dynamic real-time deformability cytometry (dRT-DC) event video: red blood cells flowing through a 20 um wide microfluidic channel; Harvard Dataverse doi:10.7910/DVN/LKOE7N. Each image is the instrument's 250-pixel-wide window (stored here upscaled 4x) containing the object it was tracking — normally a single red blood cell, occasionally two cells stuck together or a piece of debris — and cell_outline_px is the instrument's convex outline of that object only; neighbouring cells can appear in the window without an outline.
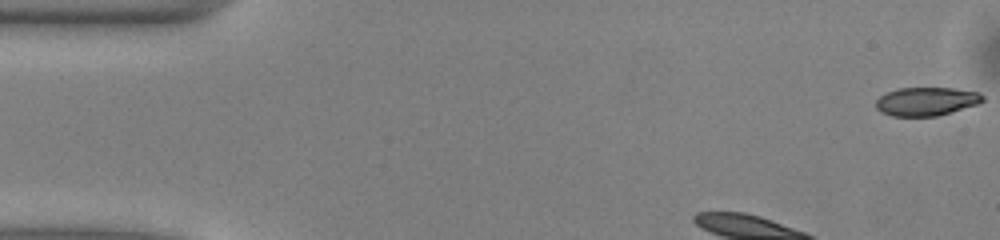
{"species": "common noctule bat (a hibernating species)", "species_latin": "Nyctalus noctula", "temperature_condition": "warm", "stored_images_in_passage": 46, "camera_frame_rate_fps": 3000, "um_per_image_px": 0.085, "animal": {"sex": "male", "body_mass_g": 13.0, "forearm_length_mm": 53.1}, "frame": {"image": 1, "passage_image": 1, "time_ms": 0.0, "image_size_px": [1000, 240], "cell_outline_px": [[984, 100], [976, 104], [936, 116], [892, 116], [880, 112], [876, 108], [876, 100], [880, 96], [896, 88], [952, 88], [980, 92], [984, 96]], "centroid_in_image_um": [78.71, 8.61], "position_along_channel_um": 6.3, "area_um2": 17.63}}
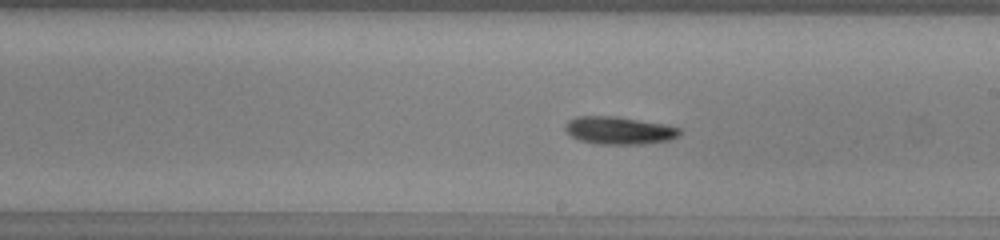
{"frame": {"image": 2, "passage_image": 23, "time_ms": 7.333, "image_size_px": [1000, 240], "cell_outline_px": [[680, 136], [668, 140], [644, 144], [596, 144], [580, 140], [572, 136], [564, 128], [564, 124], [568, 120], [576, 116], [616, 116], [664, 124], [680, 128]], "centroid_in_image_um": [52.61, 11.08], "position_along_channel_um": 236.4, "area_um2": 18.5}}
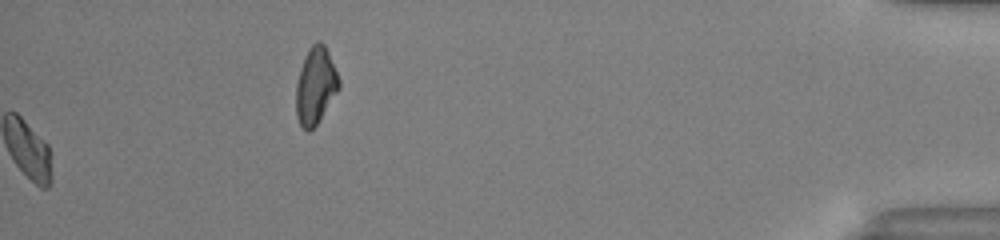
{"frame": {"image": 3, "passage_image": 46, "time_ms": 15.0, "image_size_px": [1000, 240], "cell_outline_px": [[340, 88], [316, 124], [308, 132], [300, 124], [296, 116], [296, 84], [300, 68], [304, 56], [308, 48], [316, 40], [320, 40], [324, 44], [328, 52], [340, 80]], "centroid_in_image_um": [26.81, 7.24], "position_along_channel_um": 408.4, "area_um2": 19.13}, "authors_computed_cell_mechanics": {"area_um2": 18.0336, "velocity_mm_per_s": 4.008, "shape_relaxation_time_tau1_ms": 3.2523, "shape_relaxation_time_tau2_ms": null, "deformation_change_tau1": 0.1372, "deformation_change_tau2": null}}